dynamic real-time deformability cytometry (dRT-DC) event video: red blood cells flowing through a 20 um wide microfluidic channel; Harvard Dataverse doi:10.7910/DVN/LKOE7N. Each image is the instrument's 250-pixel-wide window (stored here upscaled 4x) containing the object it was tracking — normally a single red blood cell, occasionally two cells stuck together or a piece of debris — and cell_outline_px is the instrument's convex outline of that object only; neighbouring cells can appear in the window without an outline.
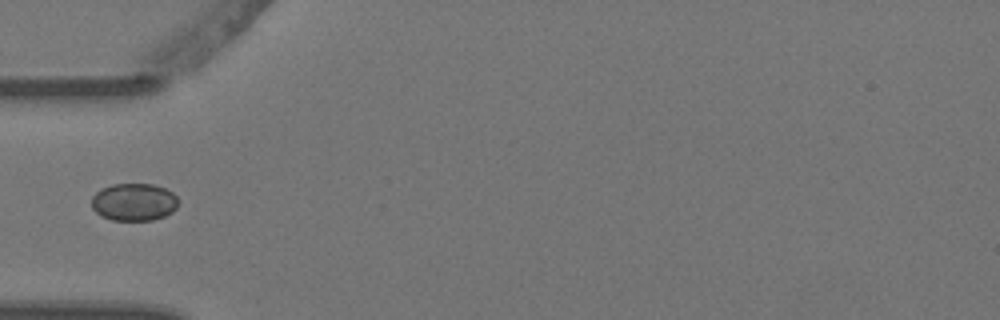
{"species": "Egyptian fruit bat (a non-hibernating species)", "species_latin": "Rousettus aegyptiacus", "temperature_condition": "warm", "stored_images_in_passage": 8, "camera_frame_rate_fps": 3000, "um_per_image_px": 0.085, "animal": {"sex": "female"}, "frame": {"image": 1, "passage_image": 5, "time_ms": 1.333, "image_size_px": [1000, 320], "cell_outline_px": [[176, 208], [172, 212], [164, 216], [152, 220], [112, 220], [100, 216], [92, 208], [92, 196], [96, 192], [112, 184], [152, 184], [164, 188], [172, 192], [176, 196]], "centroid_in_image_um": [11.36, 17.18], "position_along_channel_um": 73.6, "area_um2": 18.84}}
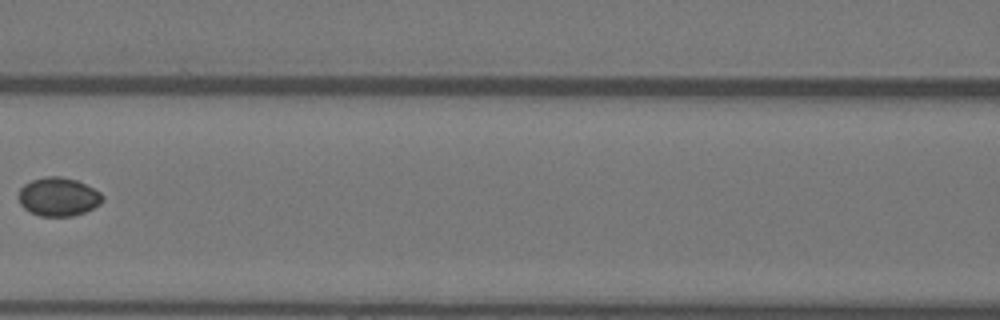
{"frame": {"image": 2, "passage_image": 7, "time_ms": 2.0, "image_size_px": [1000, 320], "cell_outline_px": [[104, 200], [100, 204], [84, 212], [72, 216], [40, 216], [24, 208], [20, 204], [20, 188], [24, 184], [32, 180], [44, 176], [60, 176], [76, 180], [100, 192], [104, 196]], "centroid_in_image_um": [4.97, 16.72], "position_along_channel_um": 161.6, "area_um2": 18.73}}
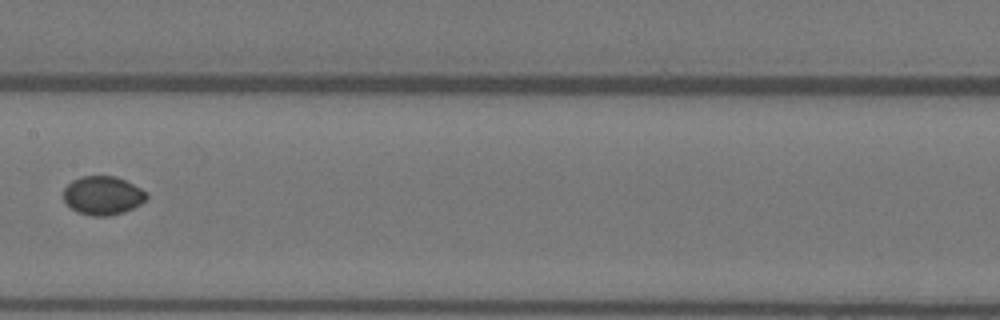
{"frame": {"image": 3, "passage_image": 8, "time_ms": 2.333, "image_size_px": [1000, 320], "cell_outline_px": [[148, 196], [140, 204], [124, 212], [108, 216], [92, 216], [76, 212], [64, 200], [64, 188], [72, 180], [80, 176], [116, 176], [148, 192]], "centroid_in_image_um": [8.73, 16.61], "position_along_channel_um": 198.7, "area_um2": 18.67}}